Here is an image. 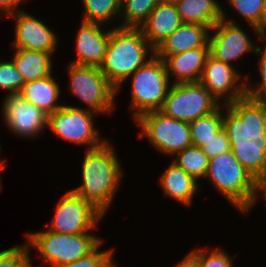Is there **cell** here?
<instances>
[{
    "label": "cell",
    "instance_id": "obj_1",
    "mask_svg": "<svg viewBox=\"0 0 266 267\" xmlns=\"http://www.w3.org/2000/svg\"><path fill=\"white\" fill-rule=\"evenodd\" d=\"M225 106L223 129L230 150L257 179L266 164V100L246 96Z\"/></svg>",
    "mask_w": 266,
    "mask_h": 267
},
{
    "label": "cell",
    "instance_id": "obj_2",
    "mask_svg": "<svg viewBox=\"0 0 266 267\" xmlns=\"http://www.w3.org/2000/svg\"><path fill=\"white\" fill-rule=\"evenodd\" d=\"M121 167L109 142L99 148L87 150L82 164L83 183L71 191L104 214L121 184Z\"/></svg>",
    "mask_w": 266,
    "mask_h": 267
},
{
    "label": "cell",
    "instance_id": "obj_3",
    "mask_svg": "<svg viewBox=\"0 0 266 267\" xmlns=\"http://www.w3.org/2000/svg\"><path fill=\"white\" fill-rule=\"evenodd\" d=\"M151 57L147 58V55ZM155 55L140 28L115 27L99 69L118 92L122 83Z\"/></svg>",
    "mask_w": 266,
    "mask_h": 267
},
{
    "label": "cell",
    "instance_id": "obj_4",
    "mask_svg": "<svg viewBox=\"0 0 266 267\" xmlns=\"http://www.w3.org/2000/svg\"><path fill=\"white\" fill-rule=\"evenodd\" d=\"M205 177L240 212L248 213L256 203V179L239 163L231 150L209 159Z\"/></svg>",
    "mask_w": 266,
    "mask_h": 267
},
{
    "label": "cell",
    "instance_id": "obj_5",
    "mask_svg": "<svg viewBox=\"0 0 266 267\" xmlns=\"http://www.w3.org/2000/svg\"><path fill=\"white\" fill-rule=\"evenodd\" d=\"M27 246L40 253L51 267L81 259L90 254L101 242L95 234H59L49 230L27 233Z\"/></svg>",
    "mask_w": 266,
    "mask_h": 267
},
{
    "label": "cell",
    "instance_id": "obj_6",
    "mask_svg": "<svg viewBox=\"0 0 266 267\" xmlns=\"http://www.w3.org/2000/svg\"><path fill=\"white\" fill-rule=\"evenodd\" d=\"M131 77V111L135 109V120L145 113L160 110L170 88L164 61L154 55Z\"/></svg>",
    "mask_w": 266,
    "mask_h": 267
},
{
    "label": "cell",
    "instance_id": "obj_7",
    "mask_svg": "<svg viewBox=\"0 0 266 267\" xmlns=\"http://www.w3.org/2000/svg\"><path fill=\"white\" fill-rule=\"evenodd\" d=\"M220 106L200 82L172 83L159 110L166 116L190 123Z\"/></svg>",
    "mask_w": 266,
    "mask_h": 267
},
{
    "label": "cell",
    "instance_id": "obj_8",
    "mask_svg": "<svg viewBox=\"0 0 266 267\" xmlns=\"http://www.w3.org/2000/svg\"><path fill=\"white\" fill-rule=\"evenodd\" d=\"M68 69L71 93L87 104L88 110L111 114L117 92L99 67L69 63Z\"/></svg>",
    "mask_w": 266,
    "mask_h": 267
},
{
    "label": "cell",
    "instance_id": "obj_9",
    "mask_svg": "<svg viewBox=\"0 0 266 267\" xmlns=\"http://www.w3.org/2000/svg\"><path fill=\"white\" fill-rule=\"evenodd\" d=\"M136 121L142 130L139 136L147 137L162 153L172 156L193 145L189 123L166 116L159 110L145 113Z\"/></svg>",
    "mask_w": 266,
    "mask_h": 267
},
{
    "label": "cell",
    "instance_id": "obj_10",
    "mask_svg": "<svg viewBox=\"0 0 266 267\" xmlns=\"http://www.w3.org/2000/svg\"><path fill=\"white\" fill-rule=\"evenodd\" d=\"M97 113L87 108L63 105L48 116L47 126L60 138L75 144L89 145L87 150L103 146L98 131L94 128L93 115Z\"/></svg>",
    "mask_w": 266,
    "mask_h": 267
},
{
    "label": "cell",
    "instance_id": "obj_11",
    "mask_svg": "<svg viewBox=\"0 0 266 267\" xmlns=\"http://www.w3.org/2000/svg\"><path fill=\"white\" fill-rule=\"evenodd\" d=\"M103 213L92 203L69 190L57 204L49 231L59 234H84L96 229Z\"/></svg>",
    "mask_w": 266,
    "mask_h": 267
},
{
    "label": "cell",
    "instance_id": "obj_12",
    "mask_svg": "<svg viewBox=\"0 0 266 267\" xmlns=\"http://www.w3.org/2000/svg\"><path fill=\"white\" fill-rule=\"evenodd\" d=\"M213 35L209 36V54L229 65L232 60L241 58L243 54L249 51L257 50L258 46L251 43L238 24L232 19H226L223 11V19L218 21L212 28Z\"/></svg>",
    "mask_w": 266,
    "mask_h": 267
},
{
    "label": "cell",
    "instance_id": "obj_13",
    "mask_svg": "<svg viewBox=\"0 0 266 267\" xmlns=\"http://www.w3.org/2000/svg\"><path fill=\"white\" fill-rule=\"evenodd\" d=\"M235 69L233 65L226 64L210 54L206 59L200 83L216 100L226 97L223 105L246 97V81L237 83L240 75Z\"/></svg>",
    "mask_w": 266,
    "mask_h": 267
},
{
    "label": "cell",
    "instance_id": "obj_14",
    "mask_svg": "<svg viewBox=\"0 0 266 267\" xmlns=\"http://www.w3.org/2000/svg\"><path fill=\"white\" fill-rule=\"evenodd\" d=\"M3 118L10 131L21 137H35L47 128L48 116L20 94L7 95Z\"/></svg>",
    "mask_w": 266,
    "mask_h": 267
},
{
    "label": "cell",
    "instance_id": "obj_15",
    "mask_svg": "<svg viewBox=\"0 0 266 267\" xmlns=\"http://www.w3.org/2000/svg\"><path fill=\"white\" fill-rule=\"evenodd\" d=\"M15 18V49H26L52 53L57 44L56 34L39 19L21 11L11 15Z\"/></svg>",
    "mask_w": 266,
    "mask_h": 267
},
{
    "label": "cell",
    "instance_id": "obj_16",
    "mask_svg": "<svg viewBox=\"0 0 266 267\" xmlns=\"http://www.w3.org/2000/svg\"><path fill=\"white\" fill-rule=\"evenodd\" d=\"M101 25L82 21L76 39L78 58L72 61L71 64L100 67L111 37V30L104 32L101 29Z\"/></svg>",
    "mask_w": 266,
    "mask_h": 267
},
{
    "label": "cell",
    "instance_id": "obj_17",
    "mask_svg": "<svg viewBox=\"0 0 266 267\" xmlns=\"http://www.w3.org/2000/svg\"><path fill=\"white\" fill-rule=\"evenodd\" d=\"M209 55V47H198L182 53L157 56L164 61L169 79L175 77V84L200 82L206 59ZM171 73V74H170Z\"/></svg>",
    "mask_w": 266,
    "mask_h": 267
},
{
    "label": "cell",
    "instance_id": "obj_18",
    "mask_svg": "<svg viewBox=\"0 0 266 267\" xmlns=\"http://www.w3.org/2000/svg\"><path fill=\"white\" fill-rule=\"evenodd\" d=\"M182 23L173 0H163L153 9L140 29L149 44L156 49Z\"/></svg>",
    "mask_w": 266,
    "mask_h": 267
},
{
    "label": "cell",
    "instance_id": "obj_19",
    "mask_svg": "<svg viewBox=\"0 0 266 267\" xmlns=\"http://www.w3.org/2000/svg\"><path fill=\"white\" fill-rule=\"evenodd\" d=\"M209 31V26L182 23L155 49V55L169 56L198 47H209Z\"/></svg>",
    "mask_w": 266,
    "mask_h": 267
},
{
    "label": "cell",
    "instance_id": "obj_20",
    "mask_svg": "<svg viewBox=\"0 0 266 267\" xmlns=\"http://www.w3.org/2000/svg\"><path fill=\"white\" fill-rule=\"evenodd\" d=\"M55 80L52 75H49L27 82L19 94L49 116L63 106L56 103L60 95V87Z\"/></svg>",
    "mask_w": 266,
    "mask_h": 267
},
{
    "label": "cell",
    "instance_id": "obj_21",
    "mask_svg": "<svg viewBox=\"0 0 266 267\" xmlns=\"http://www.w3.org/2000/svg\"><path fill=\"white\" fill-rule=\"evenodd\" d=\"M198 182L175 163H171L160 177L165 196L190 205L198 190Z\"/></svg>",
    "mask_w": 266,
    "mask_h": 267
},
{
    "label": "cell",
    "instance_id": "obj_22",
    "mask_svg": "<svg viewBox=\"0 0 266 267\" xmlns=\"http://www.w3.org/2000/svg\"><path fill=\"white\" fill-rule=\"evenodd\" d=\"M183 23L202 24L212 28L223 19V10L216 0H173Z\"/></svg>",
    "mask_w": 266,
    "mask_h": 267
},
{
    "label": "cell",
    "instance_id": "obj_23",
    "mask_svg": "<svg viewBox=\"0 0 266 267\" xmlns=\"http://www.w3.org/2000/svg\"><path fill=\"white\" fill-rule=\"evenodd\" d=\"M51 57L50 53L43 51L15 49L11 59L27 83L52 74Z\"/></svg>",
    "mask_w": 266,
    "mask_h": 267
},
{
    "label": "cell",
    "instance_id": "obj_24",
    "mask_svg": "<svg viewBox=\"0 0 266 267\" xmlns=\"http://www.w3.org/2000/svg\"><path fill=\"white\" fill-rule=\"evenodd\" d=\"M221 108L219 106L215 111L189 123L193 145L198 147L205 145L223 128Z\"/></svg>",
    "mask_w": 266,
    "mask_h": 267
},
{
    "label": "cell",
    "instance_id": "obj_25",
    "mask_svg": "<svg viewBox=\"0 0 266 267\" xmlns=\"http://www.w3.org/2000/svg\"><path fill=\"white\" fill-rule=\"evenodd\" d=\"M175 154L176 158L173 163L192 176L196 181L206 176L209 158L202 152L200 147L191 145Z\"/></svg>",
    "mask_w": 266,
    "mask_h": 267
},
{
    "label": "cell",
    "instance_id": "obj_26",
    "mask_svg": "<svg viewBox=\"0 0 266 267\" xmlns=\"http://www.w3.org/2000/svg\"><path fill=\"white\" fill-rule=\"evenodd\" d=\"M163 0H121L124 19L119 27L140 28L153 9Z\"/></svg>",
    "mask_w": 266,
    "mask_h": 267
},
{
    "label": "cell",
    "instance_id": "obj_27",
    "mask_svg": "<svg viewBox=\"0 0 266 267\" xmlns=\"http://www.w3.org/2000/svg\"><path fill=\"white\" fill-rule=\"evenodd\" d=\"M84 6V22L102 24L112 17L122 15L121 0H82Z\"/></svg>",
    "mask_w": 266,
    "mask_h": 267
},
{
    "label": "cell",
    "instance_id": "obj_28",
    "mask_svg": "<svg viewBox=\"0 0 266 267\" xmlns=\"http://www.w3.org/2000/svg\"><path fill=\"white\" fill-rule=\"evenodd\" d=\"M25 84L23 75L15 67L13 61H0V88L8 90V95L19 94Z\"/></svg>",
    "mask_w": 266,
    "mask_h": 267
},
{
    "label": "cell",
    "instance_id": "obj_29",
    "mask_svg": "<svg viewBox=\"0 0 266 267\" xmlns=\"http://www.w3.org/2000/svg\"><path fill=\"white\" fill-rule=\"evenodd\" d=\"M100 246L102 242L87 256L56 267H116L112 257L114 249L98 251Z\"/></svg>",
    "mask_w": 266,
    "mask_h": 267
},
{
    "label": "cell",
    "instance_id": "obj_30",
    "mask_svg": "<svg viewBox=\"0 0 266 267\" xmlns=\"http://www.w3.org/2000/svg\"><path fill=\"white\" fill-rule=\"evenodd\" d=\"M228 2L239 15L251 24V27L258 34L256 27L261 19L264 0H228Z\"/></svg>",
    "mask_w": 266,
    "mask_h": 267
},
{
    "label": "cell",
    "instance_id": "obj_31",
    "mask_svg": "<svg viewBox=\"0 0 266 267\" xmlns=\"http://www.w3.org/2000/svg\"><path fill=\"white\" fill-rule=\"evenodd\" d=\"M29 247L13 246L0 252V267H32Z\"/></svg>",
    "mask_w": 266,
    "mask_h": 267
},
{
    "label": "cell",
    "instance_id": "obj_32",
    "mask_svg": "<svg viewBox=\"0 0 266 267\" xmlns=\"http://www.w3.org/2000/svg\"><path fill=\"white\" fill-rule=\"evenodd\" d=\"M199 249V266L200 267H233L229 254L222 249H213L212 251Z\"/></svg>",
    "mask_w": 266,
    "mask_h": 267
},
{
    "label": "cell",
    "instance_id": "obj_33",
    "mask_svg": "<svg viewBox=\"0 0 266 267\" xmlns=\"http://www.w3.org/2000/svg\"><path fill=\"white\" fill-rule=\"evenodd\" d=\"M266 41V40H263ZM263 51V52H262ZM261 54L259 61V71L261 75V84L253 88L246 82V96L253 99H263L266 100V46L262 49L261 46L257 47L255 54Z\"/></svg>",
    "mask_w": 266,
    "mask_h": 267
},
{
    "label": "cell",
    "instance_id": "obj_34",
    "mask_svg": "<svg viewBox=\"0 0 266 267\" xmlns=\"http://www.w3.org/2000/svg\"><path fill=\"white\" fill-rule=\"evenodd\" d=\"M200 148L209 159L228 152L231 148L226 131L222 128L212 139Z\"/></svg>",
    "mask_w": 266,
    "mask_h": 267
},
{
    "label": "cell",
    "instance_id": "obj_35",
    "mask_svg": "<svg viewBox=\"0 0 266 267\" xmlns=\"http://www.w3.org/2000/svg\"><path fill=\"white\" fill-rule=\"evenodd\" d=\"M24 0H0V12L13 15L18 12L24 11L18 8L19 4ZM18 8V9H17Z\"/></svg>",
    "mask_w": 266,
    "mask_h": 267
},
{
    "label": "cell",
    "instance_id": "obj_36",
    "mask_svg": "<svg viewBox=\"0 0 266 267\" xmlns=\"http://www.w3.org/2000/svg\"><path fill=\"white\" fill-rule=\"evenodd\" d=\"M174 267H200L199 266V249L192 250L179 264Z\"/></svg>",
    "mask_w": 266,
    "mask_h": 267
},
{
    "label": "cell",
    "instance_id": "obj_37",
    "mask_svg": "<svg viewBox=\"0 0 266 267\" xmlns=\"http://www.w3.org/2000/svg\"><path fill=\"white\" fill-rule=\"evenodd\" d=\"M256 29L258 36L261 37L260 39L266 40V0H264L261 19Z\"/></svg>",
    "mask_w": 266,
    "mask_h": 267
},
{
    "label": "cell",
    "instance_id": "obj_38",
    "mask_svg": "<svg viewBox=\"0 0 266 267\" xmlns=\"http://www.w3.org/2000/svg\"><path fill=\"white\" fill-rule=\"evenodd\" d=\"M260 192V194L262 193L263 194V197L265 198L266 200V183H256V194H257V199H256V202L258 200V193Z\"/></svg>",
    "mask_w": 266,
    "mask_h": 267
},
{
    "label": "cell",
    "instance_id": "obj_39",
    "mask_svg": "<svg viewBox=\"0 0 266 267\" xmlns=\"http://www.w3.org/2000/svg\"><path fill=\"white\" fill-rule=\"evenodd\" d=\"M256 183H266V164L263 172L256 179Z\"/></svg>",
    "mask_w": 266,
    "mask_h": 267
},
{
    "label": "cell",
    "instance_id": "obj_40",
    "mask_svg": "<svg viewBox=\"0 0 266 267\" xmlns=\"http://www.w3.org/2000/svg\"><path fill=\"white\" fill-rule=\"evenodd\" d=\"M5 166L6 165H5L4 161L0 159V172H1L2 168H4ZM0 189H1V187H0Z\"/></svg>",
    "mask_w": 266,
    "mask_h": 267
}]
</instances>
